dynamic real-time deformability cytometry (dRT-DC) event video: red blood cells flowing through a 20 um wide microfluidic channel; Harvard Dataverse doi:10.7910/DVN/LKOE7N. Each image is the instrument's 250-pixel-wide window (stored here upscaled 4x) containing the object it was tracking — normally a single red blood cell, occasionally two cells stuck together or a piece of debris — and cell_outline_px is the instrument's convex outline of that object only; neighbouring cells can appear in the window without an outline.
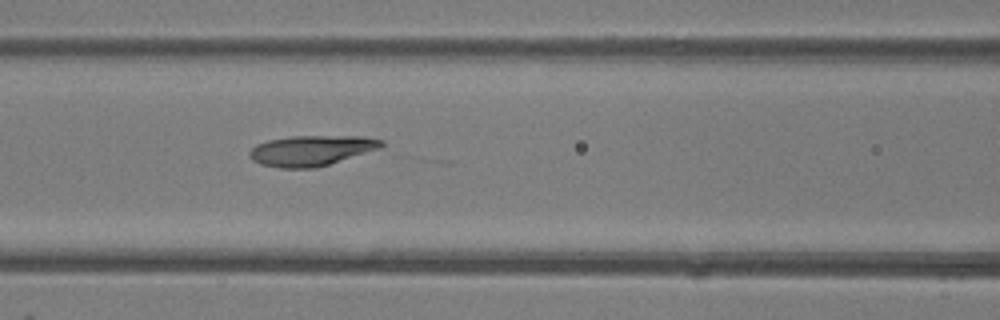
{"species": "common noctule bat (a hibernating species)", "species_latin": "Nyctalus noctula", "temperature_condition": "room temperature", "stored_images_in_passage": 18, "camera_frame_rate_fps": 3000, "um_per_image_px": 0.085, "animal": {"sex": "female"}, "frame": {"image": 1, "passage_image": 12, "time_ms": 3.667, "image_size_px": [1000, 320], "cell_outline_px": [[384, 144], [380, 148], [316, 168], [280, 168], [260, 164], [252, 160], [248, 156], [248, 152], [256, 144], [268, 140], [292, 136], [364, 136], [384, 140]], "centroid_in_image_um": [26.44, 12.79], "position_along_channel_um": 140.2, "area_um2": 23.41}}